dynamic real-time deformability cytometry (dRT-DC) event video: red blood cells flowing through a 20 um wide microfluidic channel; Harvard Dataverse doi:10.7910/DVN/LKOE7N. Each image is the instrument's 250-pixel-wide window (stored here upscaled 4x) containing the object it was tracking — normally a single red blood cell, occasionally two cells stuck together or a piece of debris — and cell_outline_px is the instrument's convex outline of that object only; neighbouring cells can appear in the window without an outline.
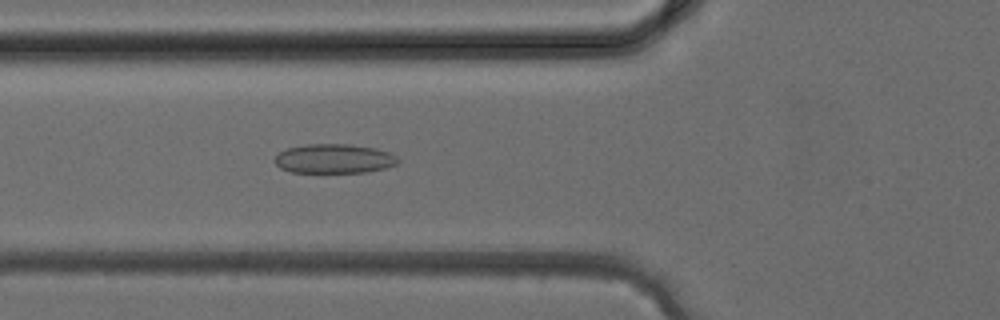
{"species": "common noctule bat (a hibernating species)", "species_latin": "Nyctalus noctula", "temperature_condition": "cold", "stored_images_in_passage": 28, "camera_frame_rate_fps": 3000, "um_per_image_px": 0.085, "animal": {"sex": "female", "body_mass_g": 24.6, "forearm_length_mm": 56.2}, "frame": {"image": 1, "passage_image": 4, "time_ms": 1.0, "image_size_px": [1000, 320], "cell_outline_px": [[400, 164], [384, 168], [364, 172], [292, 172], [280, 168], [272, 160], [280, 152], [288, 148], [308, 144], [348, 144], [376, 148], [388, 152], [396, 156], [400, 160]], "centroid_in_image_um": [28.41, 13.49], "position_along_channel_um": 97.4, "area_um2": 21.04}}
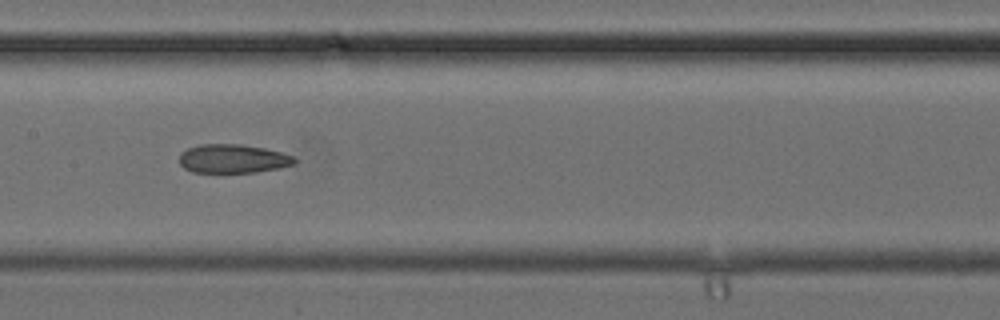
{"frame": {"image": 2, "passage_image": 9, "time_ms": 2.667, "image_size_px": [1000, 320], "cell_outline_px": [[296, 164], [280, 168], [256, 172], [192, 172], [184, 168], [180, 164], [180, 152], [188, 148], [200, 144], [240, 144], [264, 148], [280, 152], [292, 156], [296, 160]], "centroid_in_image_um": [19.79, 13.49], "position_along_channel_um": 187.6, "area_um2": 19.31}}
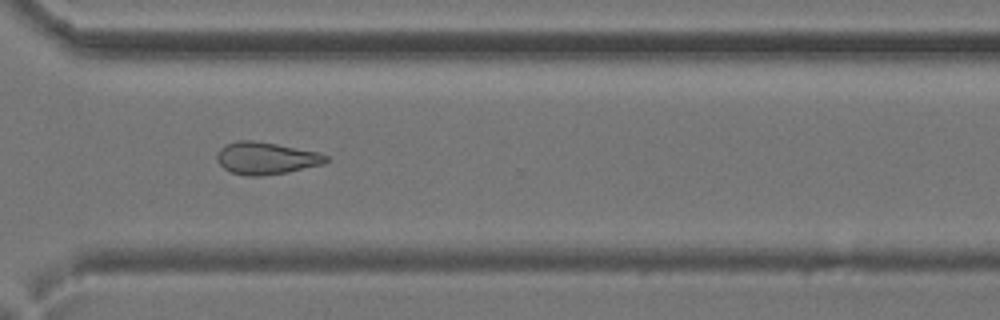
{"frame": {"image": 3, "passage_image": 18, "time_ms": 5.667, "image_size_px": [1000, 320], "cell_outline_px": [[328, 160], [324, 164], [288, 172], [260, 176], [244, 176], [232, 172], [224, 168], [220, 164], [216, 156], [220, 148], [224, 144], [236, 140], [252, 140], [276, 144], [320, 152], [328, 156]], "centroid_in_image_um": [22.62, 13.44], "position_along_channel_um": 348.0, "area_um2": 20.58}}